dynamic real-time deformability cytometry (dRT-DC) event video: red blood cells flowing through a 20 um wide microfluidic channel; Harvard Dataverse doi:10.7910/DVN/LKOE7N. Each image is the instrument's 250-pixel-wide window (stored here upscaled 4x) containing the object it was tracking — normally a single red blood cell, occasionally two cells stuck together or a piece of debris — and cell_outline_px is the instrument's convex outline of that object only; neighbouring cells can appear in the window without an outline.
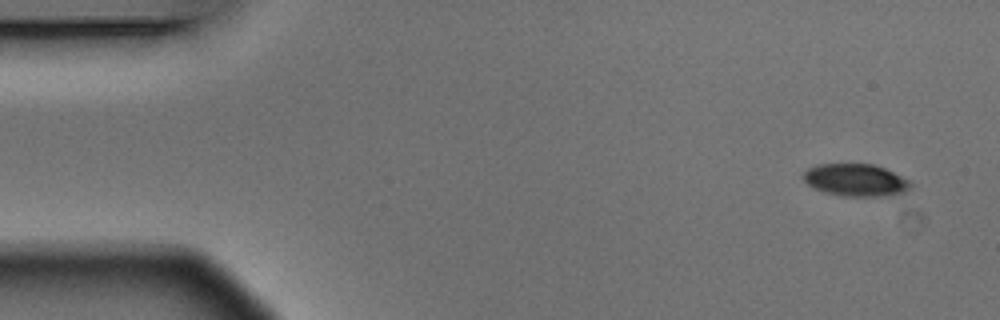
{"species": "Egyptian fruit bat (a non-hibernating species)", "species_latin": "Rousettus aegyptiacus", "temperature_condition": "warm", "stored_images_in_passage": 4, "camera_frame_rate_fps": 3000, "um_per_image_px": 0.085, "animal": {"sex": "male"}, "frame": {"image": 1, "passage_image": 1, "time_ms": 0.0, "image_size_px": [1000, 320], "cell_outline_px": [[912, 184], [904, 192], [892, 196], [844, 196], [824, 192], [808, 184], [804, 180], [804, 172], [808, 168], [820, 164], [872, 164], [884, 168], [908, 180]], "centroid_in_image_um": [72.74, 15.31], "position_along_channel_um": 12.3, "area_um2": 19.94}}
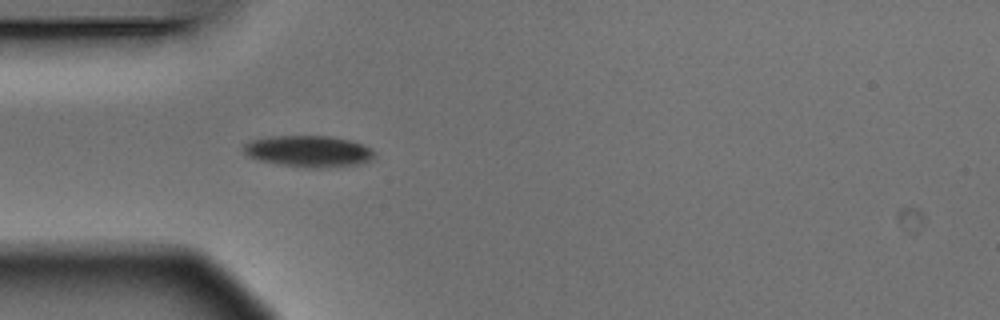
{"frame": {"image": 2, "passage_image": 4, "time_ms": 1.0, "image_size_px": [1000, 320], "cell_outline_px": [[376, 152], [368, 160], [356, 164], [328, 168], [312, 168], [284, 164], [260, 160], [248, 156], [244, 152], [244, 144], [252, 140], [272, 136], [328, 136], [348, 140], [372, 148]], "centroid_in_image_um": [26.23, 12.85], "position_along_channel_um": 58.8, "area_um2": 23.47}}